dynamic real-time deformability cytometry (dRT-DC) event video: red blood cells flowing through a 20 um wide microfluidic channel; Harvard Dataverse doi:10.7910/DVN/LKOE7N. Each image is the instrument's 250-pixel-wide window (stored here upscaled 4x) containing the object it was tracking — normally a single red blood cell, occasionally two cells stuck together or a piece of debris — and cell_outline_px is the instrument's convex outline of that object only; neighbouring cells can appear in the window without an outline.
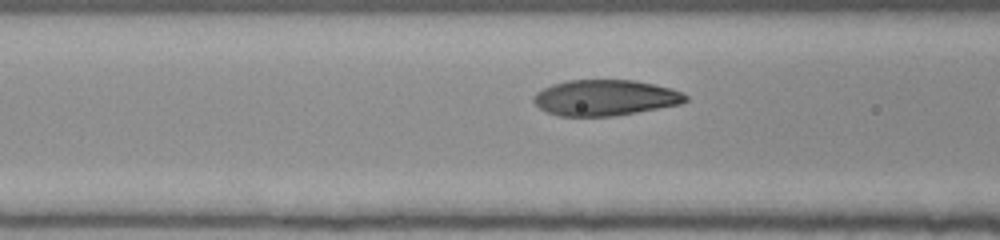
{"species": "human", "species_latin": "Homo sapiens", "temperature_condition": "room temperature", "stored_images_in_passage": 14, "camera_frame_rate_fps": 3000, "um_per_image_px": 0.085, "donor": {"sex": "female"}, "frame": {"image": 1, "passage_image": 12, "time_ms": 3.667, "image_size_px": [1000, 240], "cell_outline_px": [[688, 100], [680, 104], [616, 116], [560, 116], [548, 112], [540, 108], [532, 100], [532, 96], [536, 92], [552, 84], [568, 80], [632, 80], [672, 88], [688, 96]], "centroid_in_image_um": [51.42, 8.31], "position_along_channel_um": 115.2, "area_um2": 31.67}}